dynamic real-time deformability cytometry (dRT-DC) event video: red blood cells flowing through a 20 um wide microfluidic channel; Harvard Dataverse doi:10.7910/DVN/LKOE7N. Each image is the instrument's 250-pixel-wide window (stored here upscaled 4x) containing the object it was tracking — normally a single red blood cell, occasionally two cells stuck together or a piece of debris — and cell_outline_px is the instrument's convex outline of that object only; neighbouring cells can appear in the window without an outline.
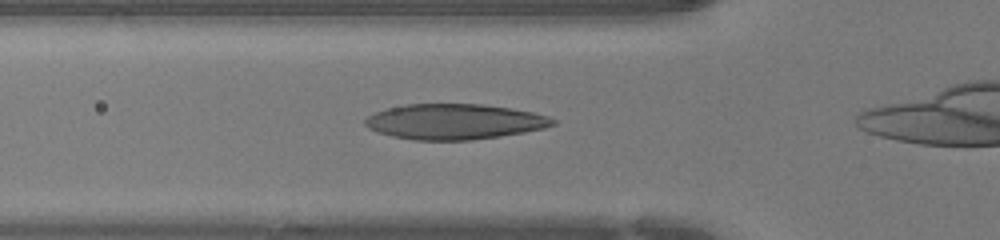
{"species": "human", "species_latin": "Homo sapiens", "temperature_condition": "warm", "stored_images_in_passage": 19, "camera_frame_rate_fps": 3000, "um_per_image_px": 0.085, "donor": {"sex": "female"}, "frame": {"image": 1, "passage_image": 4, "time_ms": 1.0, "image_size_px": [1000, 240], "cell_outline_px": [[556, 124], [544, 128], [524, 132], [500, 136], [472, 140], [416, 140], [392, 136], [376, 132], [368, 128], [364, 124], [364, 120], [368, 116], [376, 112], [388, 108], [404, 104], [484, 104], [512, 108], [532, 112], [548, 116], [556, 120]], "centroid_in_image_um": [38.63, 10.34], "position_along_channel_um": 87.2, "area_um2": 38.84}}
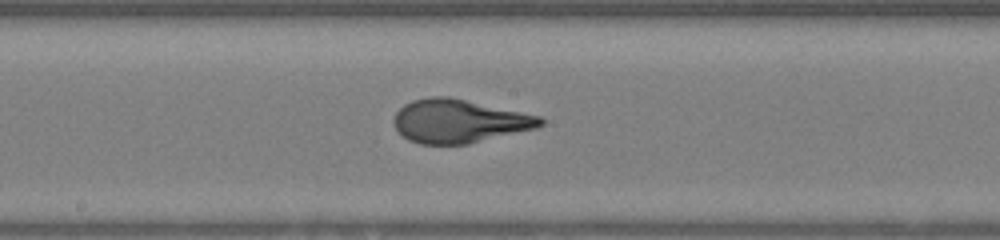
{"frame": {"image": 2, "passage_image": 12, "time_ms": 3.667, "image_size_px": [1000, 240], "cell_outline_px": [[544, 124], [536, 128], [468, 144], [420, 144], [408, 140], [392, 124], [392, 120], [396, 112], [404, 104], [412, 100], [432, 96], [448, 96], [540, 116], [544, 120]], "centroid_in_image_um": [38.99, 10.29], "position_along_channel_um": 209.2, "area_um2": 36.99}}
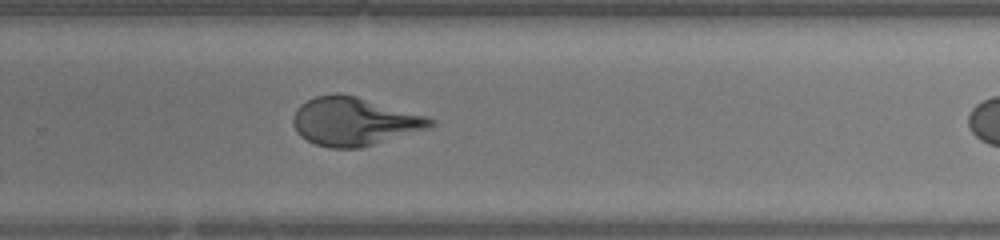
{"frame": {"image": 3, "passage_image": 18, "time_ms": 5.667, "image_size_px": [1000, 240], "cell_outline_px": [[436, 124], [428, 128], [360, 148], [328, 148], [316, 144], [300, 136], [296, 132], [292, 124], [292, 116], [296, 108], [300, 104], [316, 96], [340, 92], [356, 96], [428, 116], [436, 120]], "centroid_in_image_um": [30.08, 10.31], "position_along_channel_um": 299.7, "area_um2": 38.73}}